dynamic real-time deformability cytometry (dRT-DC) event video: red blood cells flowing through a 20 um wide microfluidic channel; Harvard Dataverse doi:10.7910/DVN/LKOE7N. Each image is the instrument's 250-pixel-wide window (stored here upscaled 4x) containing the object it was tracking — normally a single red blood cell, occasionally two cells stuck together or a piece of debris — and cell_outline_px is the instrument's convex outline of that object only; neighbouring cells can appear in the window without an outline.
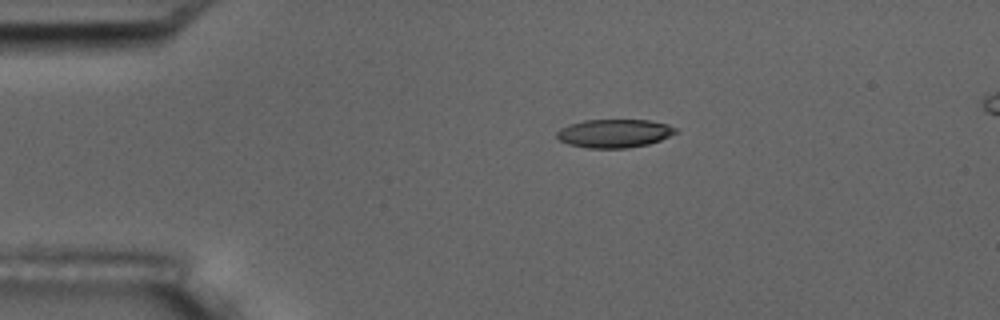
{"species": "common noctule bat (a hibernating species)", "species_latin": "Nyctalus noctula", "temperature_condition": "room temperature", "stored_images_in_passage": 7, "camera_frame_rate_fps": 3000, "um_per_image_px": 0.085, "animal": {"sex": "male", "body_mass_g": 17.5, "forearm_length_mm": 52.3}, "frame": {"image": 1, "passage_image": 3, "time_ms": 3.0, "image_size_px": [1000, 320], "cell_outline_px": [[680, 132], [660, 140], [648, 144], [628, 148], [588, 148], [568, 144], [560, 140], [556, 136], [556, 132], [560, 128], [568, 124], [584, 120], [648, 120], [668, 124], [676, 128]], "centroid_in_image_um": [52.22, 11.33], "position_along_channel_um": 32.8, "area_um2": 19.83}}